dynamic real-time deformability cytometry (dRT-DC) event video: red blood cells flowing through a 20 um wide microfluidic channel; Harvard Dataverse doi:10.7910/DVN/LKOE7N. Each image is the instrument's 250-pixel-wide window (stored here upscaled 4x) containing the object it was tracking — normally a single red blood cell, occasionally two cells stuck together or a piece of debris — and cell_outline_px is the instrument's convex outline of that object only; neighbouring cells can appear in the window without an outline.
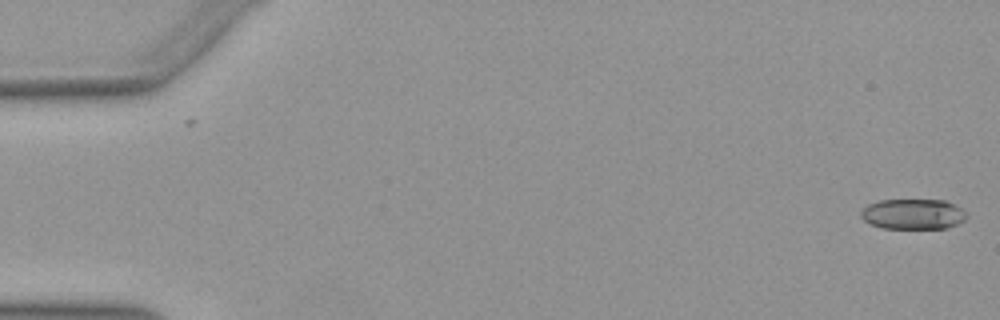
{"species": "Egyptian fruit bat (a non-hibernating species)", "species_latin": "Rousettus aegyptiacus", "temperature_condition": "warm", "stored_images_in_passage": 52, "camera_frame_rate_fps": 3000, "um_per_image_px": 0.085, "animal": {"sex": "female"}, "frame": {"image": 1, "passage_image": 1, "time_ms": 0.0, "image_size_px": [1000, 320], "cell_outline_px": [[968, 216], [960, 224], [948, 228], [880, 228], [864, 220], [860, 216], [860, 212], [868, 204], [880, 200], [944, 200], [960, 208]], "centroid_in_image_um": [77.61, 18.2], "position_along_channel_um": 7.4, "area_um2": 18.67}}
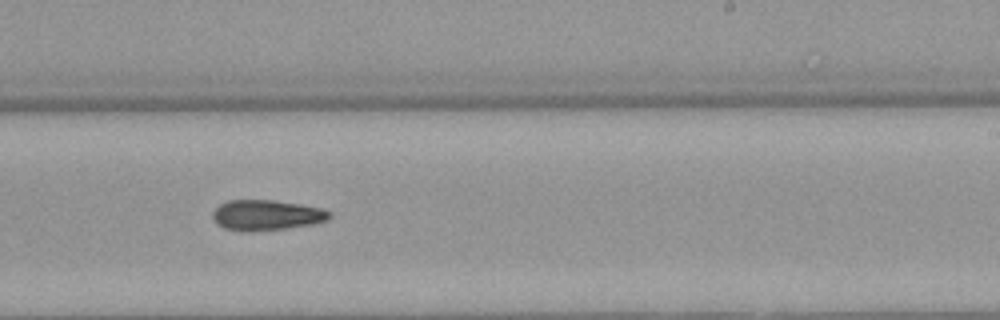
{"frame": {"image": 2, "passage_image": 32, "time_ms": 10.333, "image_size_px": [1000, 320], "cell_outline_px": [[332, 216], [328, 220], [312, 224], [284, 228], [252, 232], [244, 232], [224, 228], [216, 224], [212, 220], [212, 212], [220, 204], [228, 200], [272, 200], [300, 204], [320, 208], [332, 212]], "centroid_in_image_um": [22.62, 18.29], "position_along_channel_um": 266.4, "area_um2": 20.87}}
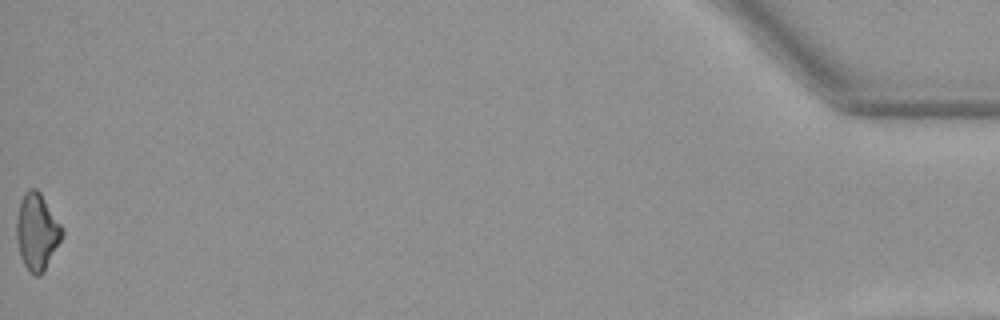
{"frame": {"image": 3, "passage_image": 52, "time_ms": 17.0, "image_size_px": [1000, 320], "cell_outline_px": [[64, 236], [44, 272], [40, 276], [36, 276], [28, 272], [20, 256], [16, 240], [16, 216], [20, 200], [24, 192], [28, 188], [36, 188], [40, 192], [64, 228]], "centroid_in_image_um": [3.14, 19.7], "position_along_channel_um": 432.1, "area_um2": 20.92}}